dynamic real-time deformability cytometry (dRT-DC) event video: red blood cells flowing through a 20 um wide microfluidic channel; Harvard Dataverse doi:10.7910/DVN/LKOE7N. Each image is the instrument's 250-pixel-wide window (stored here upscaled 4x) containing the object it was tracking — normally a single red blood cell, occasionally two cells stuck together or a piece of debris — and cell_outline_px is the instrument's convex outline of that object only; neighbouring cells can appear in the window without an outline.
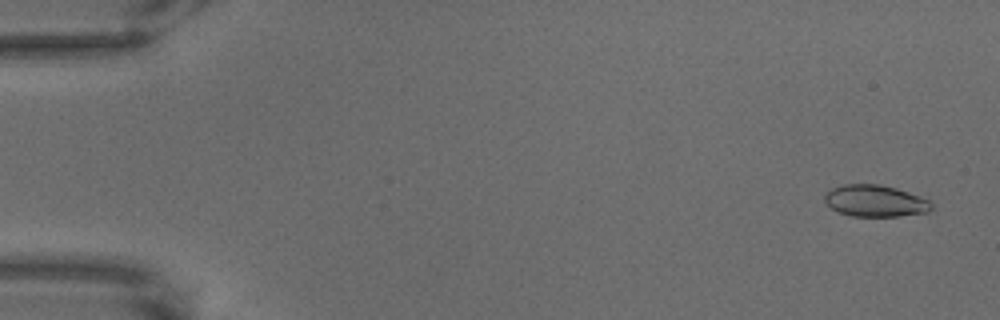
{"species": "common noctule bat (a hibernating species)", "species_latin": "Nyctalus noctula", "temperature_condition": "warm", "stored_images_in_passage": 68, "camera_frame_rate_fps": 3000, "um_per_image_px": 0.085, "animal": {"sex": "male", "body_mass_g": 18.8}, "frame": {"image": 1, "passage_image": 3, "time_ms": 0.667, "image_size_px": [1000, 320], "cell_outline_px": [[932, 208], [928, 212], [900, 216], [852, 216], [836, 212], [824, 200], [824, 192], [840, 184], [880, 184], [896, 188], [908, 192], [928, 200], [932, 204]], "centroid_in_image_um": [74.35, 17.07], "position_along_channel_um": 10.7, "area_um2": 19.83}}
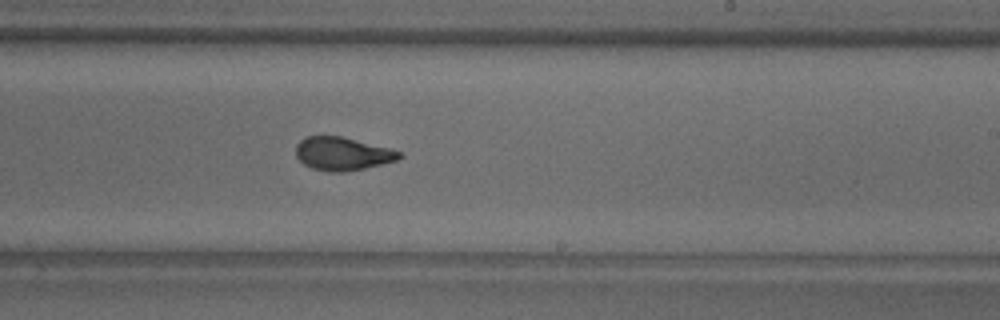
{"frame": {"image": 2, "passage_image": 42, "time_ms": 13.667, "image_size_px": [1000, 320], "cell_outline_px": [[404, 156], [396, 160], [364, 168], [344, 172], [328, 172], [312, 168], [304, 164], [296, 156], [296, 144], [300, 140], [308, 136], [340, 136], [392, 148], [400, 152]], "centroid_in_image_um": [29.11, 13.06], "position_along_channel_um": 259.9, "area_um2": 20.0}}
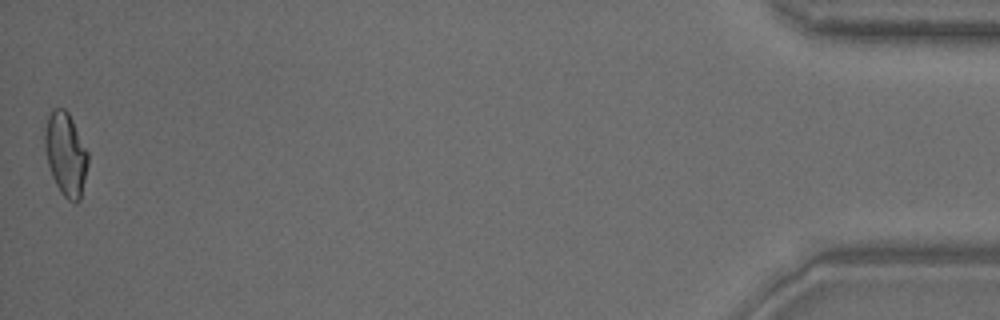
{"frame": {"image": 3, "passage_image": 68, "time_ms": 22.333, "image_size_px": [1000, 320], "cell_outline_px": [[88, 164], [80, 200], [76, 204], [68, 200], [60, 192], [52, 176], [48, 164], [44, 148], [44, 132], [48, 116], [52, 108], [64, 108], [68, 112], [88, 152]], "centroid_in_image_um": [5.58, 13.11], "position_along_channel_um": 429.6, "area_um2": 20.98}}